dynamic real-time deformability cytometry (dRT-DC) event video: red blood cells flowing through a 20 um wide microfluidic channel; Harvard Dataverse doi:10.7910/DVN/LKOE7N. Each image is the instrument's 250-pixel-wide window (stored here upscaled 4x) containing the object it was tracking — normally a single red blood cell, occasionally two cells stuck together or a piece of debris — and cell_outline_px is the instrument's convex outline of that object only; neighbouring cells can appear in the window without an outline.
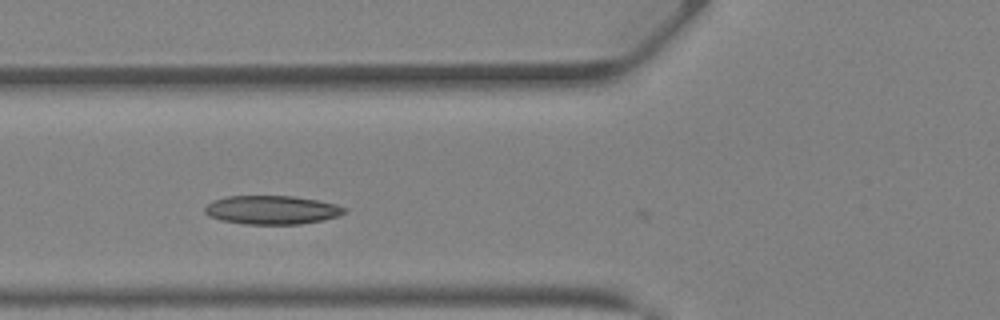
{"species": "Egyptian fruit bat (a non-hibernating species)", "species_latin": "Rousettus aegyptiacus", "temperature_condition": "warm", "stored_images_in_passage": 23, "camera_frame_rate_fps": 3000, "um_per_image_px": 0.085, "animal": {"sex": "female"}, "frame": {"image": 1, "passage_image": 2, "time_ms": 0.333, "image_size_px": [1000, 320], "cell_outline_px": [[348, 212], [340, 216], [324, 220], [300, 224], [244, 224], [220, 220], [208, 216], [204, 212], [204, 208], [208, 204], [216, 200], [228, 196], [292, 196], [316, 200], [336, 204], [348, 208]], "centroid_in_image_um": [23.16, 17.85], "position_along_channel_um": 102.6, "area_um2": 23.47}}
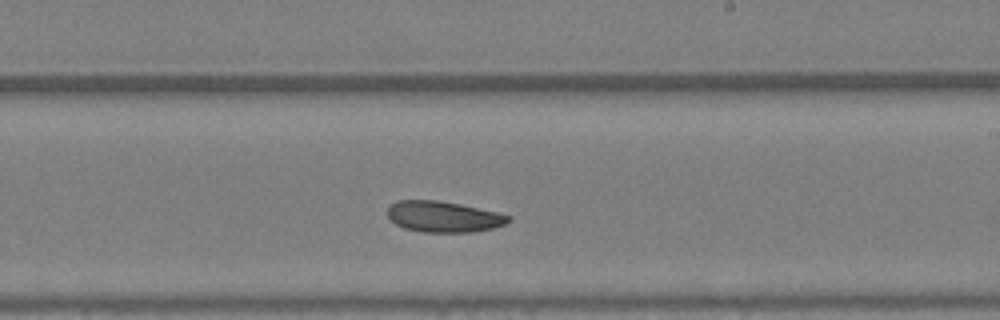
{"frame": {"image": 2, "passage_image": 11, "time_ms": 3.333, "image_size_px": [1000, 320], "cell_outline_px": [[512, 220], [504, 224], [492, 228], [468, 232], [424, 232], [404, 228], [388, 220], [388, 208], [396, 200], [436, 200], [460, 204], [496, 212], [512, 216]], "centroid_in_image_um": [37.67, 18.41], "position_along_channel_um": 251.3, "area_um2": 21.73}}
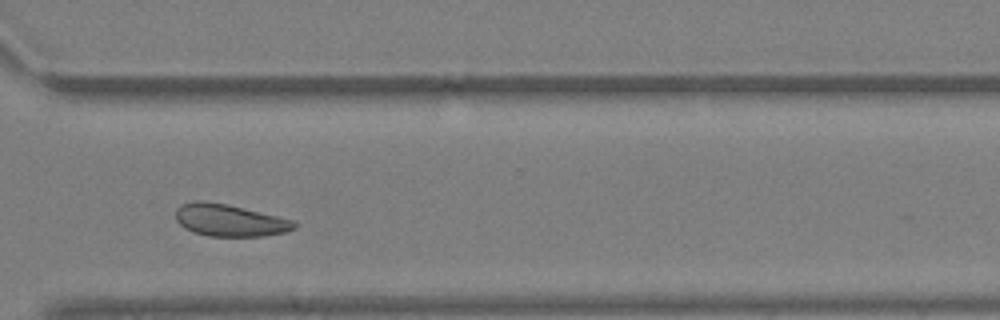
{"frame": {"image": 3, "passage_image": 17, "time_ms": 5.333, "image_size_px": [1000, 320], "cell_outline_px": [[296, 228], [288, 232], [260, 236], [208, 236], [192, 232], [184, 228], [176, 220], [176, 208], [180, 204], [192, 200], [204, 200], [228, 204], [296, 220]], "centroid_in_image_um": [19.51, 18.71], "position_along_channel_um": 351.1, "area_um2": 22.6}, "authors_computed_cell_mechanics": {"area_um2": 22.1374, "velocity_mm_per_s": 4.9677, "shape_relaxation_time_tau1_ms": 6.269, "shape_relaxation_time_tau2_ms": 10.5811, "deformation_change_tau1": 0.1311, "deformation_change_tau2": 0.1769}}